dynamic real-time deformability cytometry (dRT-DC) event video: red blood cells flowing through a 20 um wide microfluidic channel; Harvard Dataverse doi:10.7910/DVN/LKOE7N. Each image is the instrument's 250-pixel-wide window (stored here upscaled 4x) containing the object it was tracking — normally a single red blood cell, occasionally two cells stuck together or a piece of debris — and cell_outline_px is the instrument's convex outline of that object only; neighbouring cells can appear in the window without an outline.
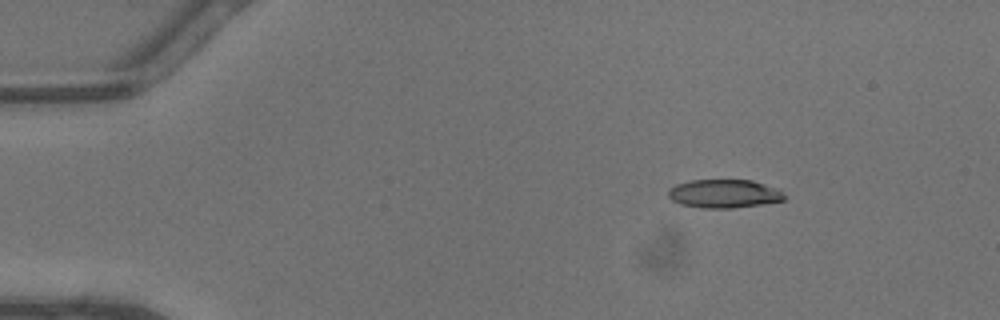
{"species": "common noctule bat (a hibernating species)", "species_latin": "Nyctalus noctula", "temperature_condition": "warm", "stored_images_in_passage": 40, "camera_frame_rate_fps": 3000, "um_per_image_px": 0.085, "animal": {"sex": "male", "body_mass_g": 13.3}, "frame": {"image": 1, "passage_image": 1, "time_ms": 0.0, "image_size_px": [1000, 320], "cell_outline_px": [[784, 200], [760, 204], [732, 208], [700, 208], [680, 204], [672, 200], [668, 196], [668, 188], [676, 184], [688, 180], [752, 180], [780, 188], [784, 192]], "centroid_in_image_um": [61.54, 16.45], "position_along_channel_um": 23.5, "area_um2": 19.48}}
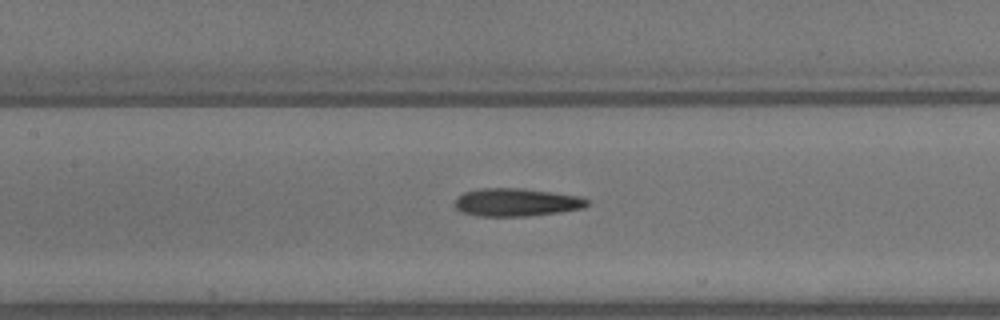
{"frame": {"image": 2, "passage_image": 16, "time_ms": 5.0, "image_size_px": [1000, 320], "cell_outline_px": [[588, 204], [584, 208], [560, 212], [528, 216], [476, 216], [460, 212], [452, 204], [456, 196], [464, 192], [480, 188], [520, 188], [552, 192], [580, 196], [588, 200]], "centroid_in_image_um": [43.83, 17.2], "position_along_channel_um": 163.6, "area_um2": 21.85}}
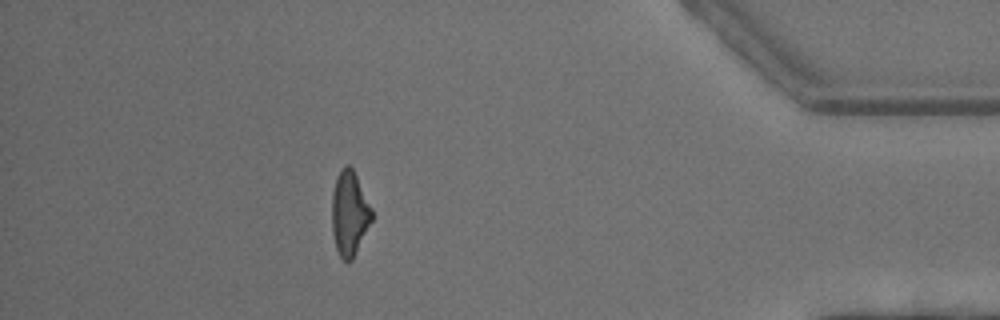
{"frame": {"image": 3, "passage_image": 35, "time_ms": 11.333, "image_size_px": [1000, 320], "cell_outline_px": [[372, 220], [352, 260], [348, 264], [340, 256], [336, 248], [332, 232], [332, 192], [336, 176], [340, 168], [344, 164], [348, 164], [352, 168], [372, 208]], "centroid_in_image_um": [29.69, 18.12], "position_along_channel_um": 405.5, "area_um2": 19.71}, "authors_computed_cell_mechanics": {"area_um2": 20.8658, "velocity_mm_per_s": 4.5589, "shape_relaxation_time_tau1_ms": 5.4237, "shape_relaxation_time_tau2_ms": 3.2959, "deformation_change_tau1": 0.1911, "deformation_change_tau2": 0.1579}}